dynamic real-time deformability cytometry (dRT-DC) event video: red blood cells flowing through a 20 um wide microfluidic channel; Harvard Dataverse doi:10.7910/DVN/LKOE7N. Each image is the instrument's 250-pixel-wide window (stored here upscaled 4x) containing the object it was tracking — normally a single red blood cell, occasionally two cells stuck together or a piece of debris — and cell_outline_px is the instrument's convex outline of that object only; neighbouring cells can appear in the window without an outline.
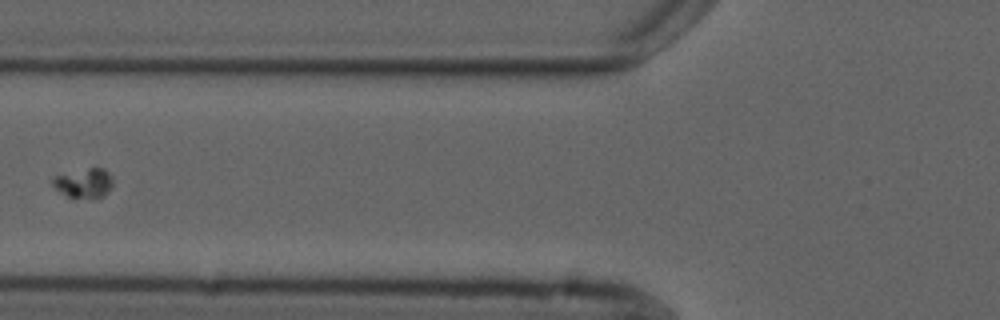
{"species": "common noctule bat (a hibernating species)", "species_latin": "Nyctalus noctula", "temperature_condition": "cold", "stored_images_in_passage": 7, "camera_frame_rate_fps": 3000, "um_per_image_px": 0.085, "animal": {"sex": "male", "forearm_length_mm": 52.5}, "frame": {"image": 1, "passage_image": 6, "time_ms": 6.0, "image_size_px": [1000, 320], "cell_outline_px": [[112, 184], [108, 192], [104, 196], [96, 200], [72, 200], [60, 192], [52, 184], [52, 176], [88, 168], [104, 168], [112, 176]], "centroid_in_image_um": [7.13, 15.63], "position_along_channel_um": 118.7, "area_um2": 10.92}}
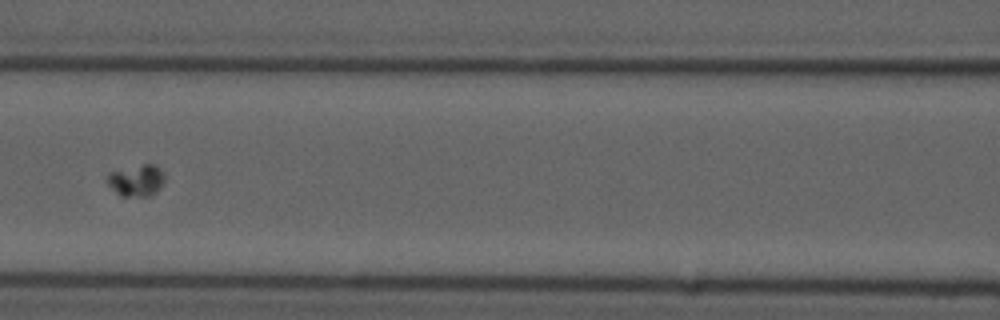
{"frame": {"image": 2, "passage_image": 7, "time_ms": 7.0, "image_size_px": [1000, 320], "cell_outline_px": [[164, 180], [160, 188], [152, 196], [120, 196], [108, 184], [104, 176], [108, 172], [144, 164], [152, 164], [160, 168], [164, 176]], "centroid_in_image_um": [11.57, 15.34], "position_along_channel_um": 155.0, "area_um2": 10.64}}